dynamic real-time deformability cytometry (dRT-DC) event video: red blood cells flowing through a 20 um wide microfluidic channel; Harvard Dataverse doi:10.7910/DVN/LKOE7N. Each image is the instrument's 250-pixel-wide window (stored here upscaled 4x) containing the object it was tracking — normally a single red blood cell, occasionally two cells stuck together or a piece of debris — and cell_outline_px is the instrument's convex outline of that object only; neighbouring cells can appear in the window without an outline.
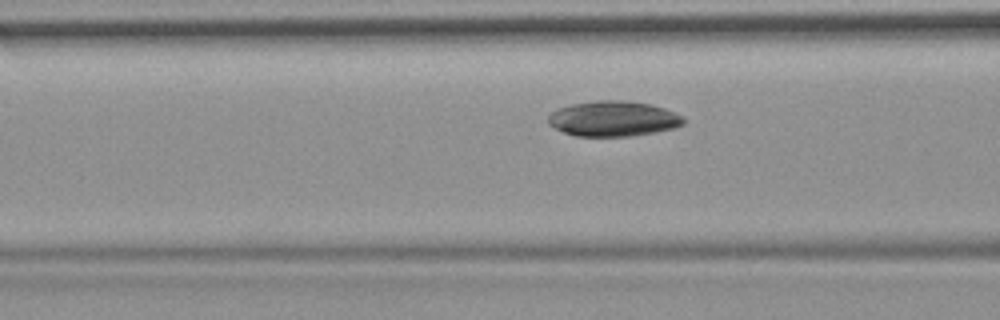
{"species": "common noctule bat (a hibernating species)", "species_latin": "Nyctalus noctula", "temperature_condition": "room temperature", "stored_images_in_passage": 13, "camera_frame_rate_fps": 3000, "um_per_image_px": 0.085, "animal": {"sex": "female", "body_mass_g": 19.9}, "frame": {"image": 1, "passage_image": 10, "time_ms": 3.0, "image_size_px": [1000, 320], "cell_outline_px": [[684, 124], [672, 128], [632, 136], [576, 136], [564, 132], [548, 124], [548, 116], [552, 112], [560, 108], [572, 104], [596, 100], [624, 100], [652, 104], [664, 108], [684, 116]], "centroid_in_image_um": [52.13, 10.08], "position_along_channel_um": 114.5, "area_um2": 27.74}}